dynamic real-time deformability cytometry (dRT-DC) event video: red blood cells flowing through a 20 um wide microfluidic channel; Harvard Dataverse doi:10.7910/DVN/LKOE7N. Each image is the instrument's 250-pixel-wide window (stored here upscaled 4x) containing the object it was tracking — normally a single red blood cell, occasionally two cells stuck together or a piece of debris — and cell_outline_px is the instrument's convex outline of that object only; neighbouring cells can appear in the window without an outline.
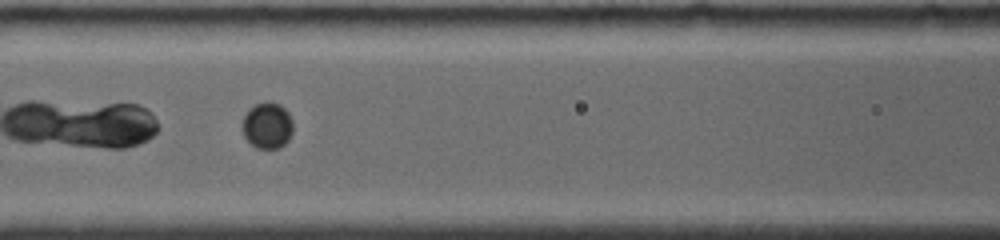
{"species": "common noctule bat (a hibernating species)", "species_latin": "Nyctalus noctula", "temperature_condition": "room temperature", "stored_images_in_passage": 5, "camera_frame_rate_fps": 4000, "um_per_image_px": 0.085, "animal": {"sex": "female", "body_mass_g": 19.0, "forearm_length_mm": 56.7}, "frame": {"image": 1, "passage_image": 4, "time_ms": 2.75, "image_size_px": [1000, 240], "cell_outline_px": [[292, 132], [288, 140], [280, 148], [256, 148], [244, 136], [240, 128], [244, 116], [248, 108], [264, 100], [268, 100], [280, 104], [288, 112], [292, 120]], "centroid_in_image_um": [22.7, 10.64], "position_along_channel_um": 143.9, "area_um2": 13.93}}